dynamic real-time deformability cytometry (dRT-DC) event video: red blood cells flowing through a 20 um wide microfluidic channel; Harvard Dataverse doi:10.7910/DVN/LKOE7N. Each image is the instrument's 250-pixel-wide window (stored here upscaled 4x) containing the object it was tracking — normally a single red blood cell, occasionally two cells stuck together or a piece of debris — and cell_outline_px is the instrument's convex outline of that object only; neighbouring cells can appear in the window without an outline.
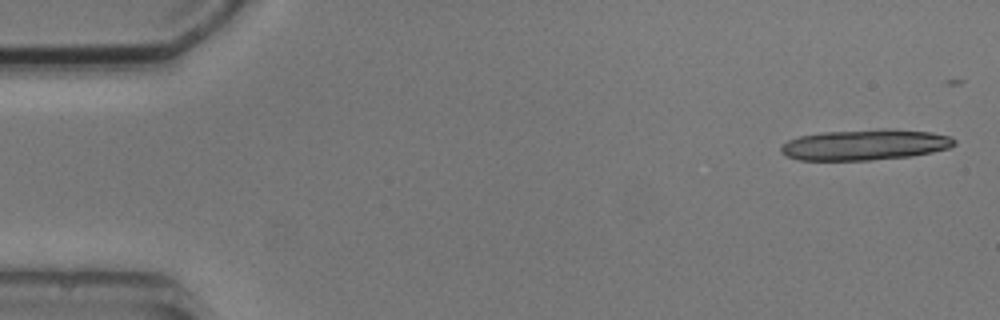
{"species": "common noctule bat (a hibernating species)", "species_latin": "Nyctalus noctula", "temperature_condition": "cold", "stored_images_in_passage": 5, "camera_frame_rate_fps": 3000, "um_per_image_px": 0.085, "animal": {"sex": "male", "body_mass_g": 20.5, "forearm_length_mm": 52.5}, "frame": {"image": 1, "passage_image": 1, "time_ms": 0.0, "image_size_px": [1000, 320], "cell_outline_px": [[956, 144], [948, 148], [932, 152], [912, 156], [872, 160], [800, 160], [788, 156], [780, 152], [780, 148], [788, 140], [800, 136], [824, 132], [888, 128], [932, 132], [952, 136], [956, 140]], "centroid_in_image_um": [73.58, 12.3], "position_along_channel_um": 11.4, "area_um2": 31.21}}